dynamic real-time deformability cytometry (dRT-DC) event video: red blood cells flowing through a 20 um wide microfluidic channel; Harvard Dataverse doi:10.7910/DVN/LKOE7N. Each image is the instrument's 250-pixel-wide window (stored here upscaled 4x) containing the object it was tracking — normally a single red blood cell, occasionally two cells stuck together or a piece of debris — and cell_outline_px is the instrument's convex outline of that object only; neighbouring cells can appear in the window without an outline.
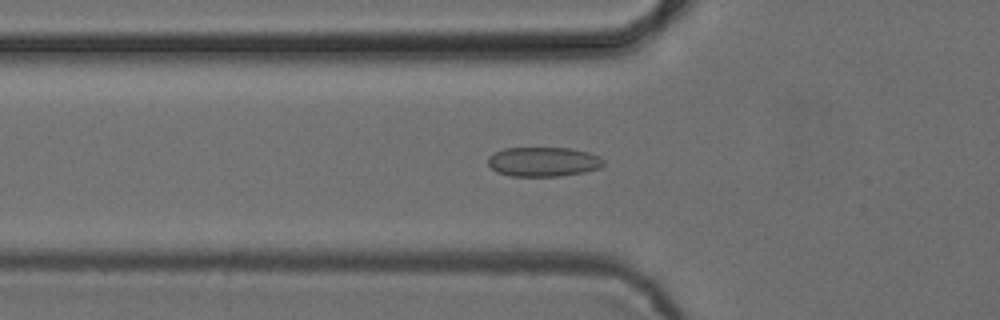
{"species": "common noctule bat (a hibernating species)", "species_latin": "Nyctalus noctula", "temperature_condition": "cold", "stored_images_in_passage": 45, "camera_frame_rate_fps": 3000, "um_per_image_px": 0.085, "animal": {"sex": "female", "body_mass_g": 24.6, "forearm_length_mm": 56.2}, "frame": {"image": 1, "passage_image": 10, "time_ms": 3.0, "image_size_px": [1000, 320], "cell_outline_px": [[604, 164], [600, 168], [584, 172], [560, 176], [512, 176], [496, 172], [488, 164], [488, 156], [492, 152], [504, 148], [572, 148], [588, 152], [600, 156], [604, 160]], "centroid_in_image_um": [46.18, 13.74], "position_along_channel_um": 79.6, "area_um2": 20.06}}
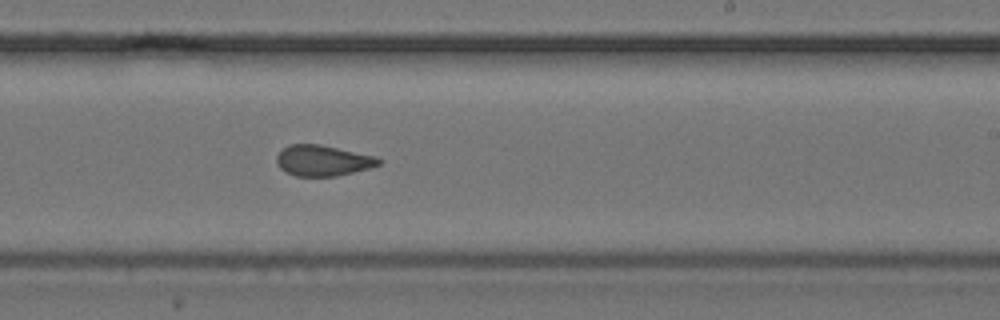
{"frame": {"image": 2, "passage_image": 24, "time_ms": 7.667, "image_size_px": [1000, 320], "cell_outline_px": [[384, 160], [380, 164], [368, 168], [336, 176], [296, 176], [284, 172], [280, 168], [276, 160], [276, 156], [288, 144], [320, 144], [376, 156]], "centroid_in_image_um": [27.44, 13.64], "position_along_channel_um": 261.6, "area_um2": 18.32}}
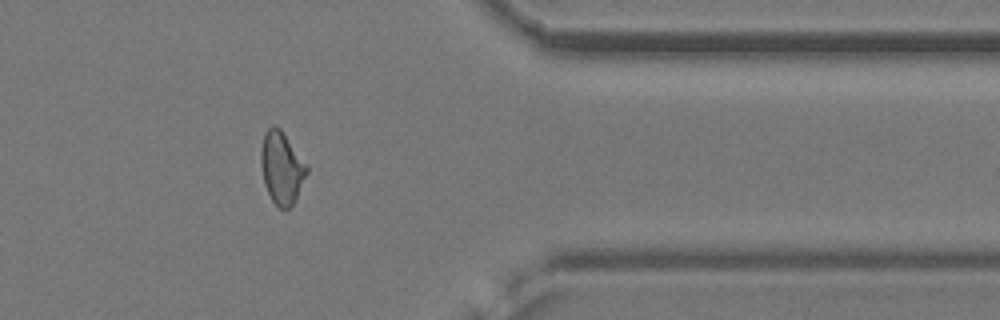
{"frame": {"image": 3, "passage_image": 35, "time_ms": 11.333, "image_size_px": [1000, 320], "cell_outline_px": [[308, 172], [292, 204], [288, 208], [280, 208], [272, 200], [264, 184], [260, 160], [260, 152], [264, 132], [272, 124], [276, 124], [280, 128], [308, 164]], "centroid_in_image_um": [23.93, 14.2], "position_along_channel_um": 387.5, "area_um2": 19.31}, "authors_computed_cell_mechanics": {"area_um2": 19.0162, "velocity_mm_per_s": 3.8789, "shape_relaxation_time_tau1_ms": null, "shape_relaxation_time_tau2_ms": 1.5123, "deformation_change_tau1": null, "deformation_change_tau2": 0.0691}}